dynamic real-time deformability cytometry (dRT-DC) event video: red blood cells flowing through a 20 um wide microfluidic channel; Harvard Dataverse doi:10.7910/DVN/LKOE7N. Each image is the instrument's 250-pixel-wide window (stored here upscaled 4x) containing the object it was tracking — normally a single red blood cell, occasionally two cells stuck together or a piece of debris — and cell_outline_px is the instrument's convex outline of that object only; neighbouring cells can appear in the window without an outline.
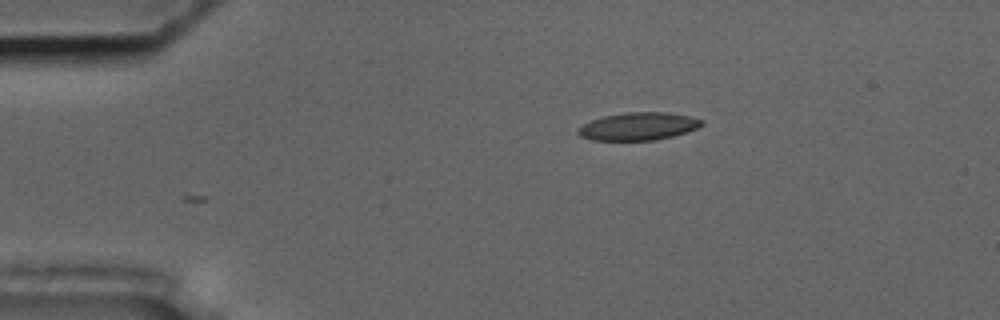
{"species": "common noctule bat (a hibernating species)", "species_latin": "Nyctalus noctula", "temperature_condition": "cold", "stored_images_in_passage": 47, "camera_frame_rate_fps": 3000, "um_per_image_px": 0.085, "animal": {"sex": "male", "body_mass_g": 17.5, "forearm_length_mm": 52.3}, "frame": {"image": 1, "passage_image": 1, "time_ms": 0.0, "image_size_px": [1000, 320], "cell_outline_px": [[704, 124], [696, 128], [672, 136], [656, 140], [592, 140], [580, 136], [576, 132], [584, 124], [592, 120], [604, 116], [628, 112], [668, 112], [688, 116], [704, 120]], "centroid_in_image_um": [54.26, 10.73], "position_along_channel_um": 30.7, "area_um2": 19.77}}
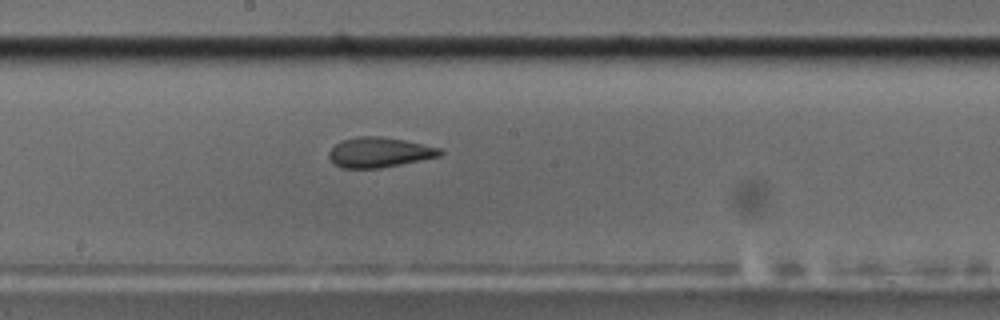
{"frame": {"image": 2, "passage_image": 21, "time_ms": 6.667, "image_size_px": [1000, 320], "cell_outline_px": [[444, 152], [440, 156], [380, 168], [340, 168], [328, 156], [328, 152], [340, 140], [356, 136], [380, 136], [404, 140], [440, 148]], "centroid_in_image_um": [32.22, 12.94], "position_along_channel_um": 216.0, "area_um2": 19.36}}
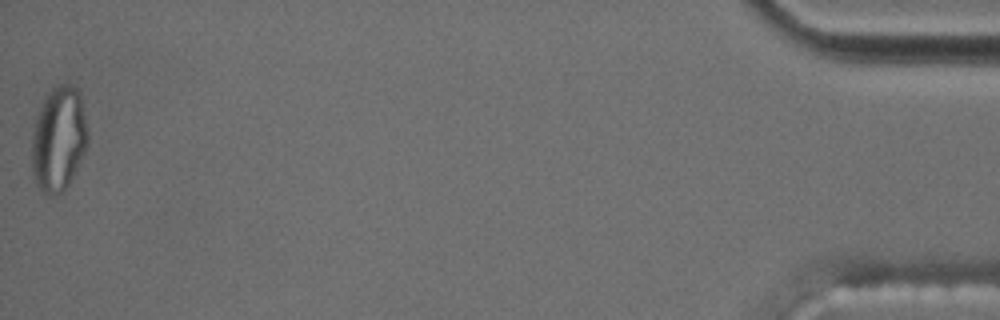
{"frame": {"image": 3, "passage_image": 47, "time_ms": 15.333, "image_size_px": [1000, 320], "cell_outline_px": [[88, 144], [68, 184], [60, 192], [44, 192], [36, 184], [32, 172], [32, 136], [36, 116], [44, 100], [52, 88], [68, 80], [80, 92], [88, 132]], "centroid_in_image_um": [4.99, 11.73], "position_along_channel_um": 430.2, "area_um2": 33.81}, "authors_computed_cell_mechanics": {"area_um2": 20.1144, "velocity_mm_per_s": 3.5566, "shape_relaxation_time_tau1_ms": null, "shape_relaxation_time_tau2_ms": 1.6902, "deformation_change_tau1": null, "deformation_change_tau2": 0.1017}}